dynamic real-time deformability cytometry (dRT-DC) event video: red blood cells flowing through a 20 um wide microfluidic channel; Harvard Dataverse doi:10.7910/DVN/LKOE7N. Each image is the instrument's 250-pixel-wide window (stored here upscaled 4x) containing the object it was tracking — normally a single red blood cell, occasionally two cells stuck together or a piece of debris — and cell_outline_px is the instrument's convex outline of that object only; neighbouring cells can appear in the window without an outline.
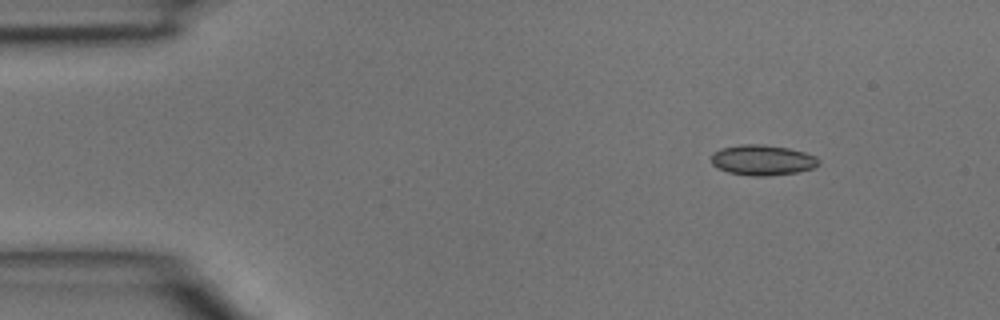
{"species": "common noctule bat (a hibernating species)", "species_latin": "Nyctalus noctula", "temperature_condition": "room temperature", "stored_images_in_passage": 3, "camera_frame_rate_fps": 3000, "um_per_image_px": 0.085, "animal": {"sex": "male", "body_mass_g": 15.6}, "frame": {"image": 1, "passage_image": 1, "time_ms": 0.0, "image_size_px": [1000, 320], "cell_outline_px": [[820, 164], [816, 168], [796, 172], [768, 176], [752, 176], [728, 172], [716, 168], [712, 164], [712, 152], [720, 148], [740, 144], [764, 144], [788, 148], [804, 152], [816, 156], [820, 160]], "centroid_in_image_um": [64.81, 13.6], "position_along_channel_um": 20.2, "area_um2": 19.31}}
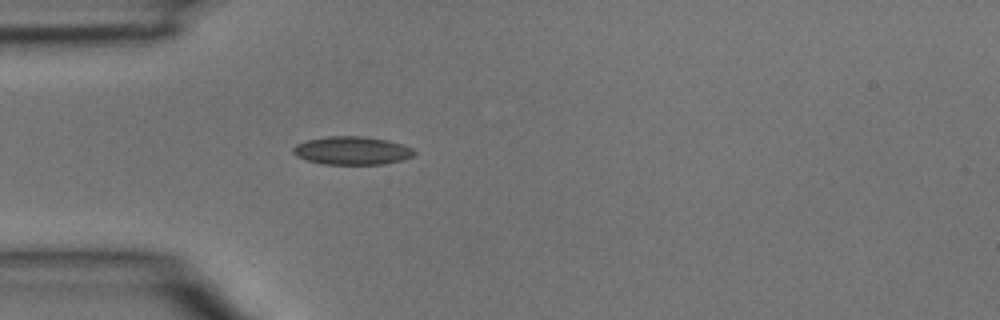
{"frame": {"image": 2, "passage_image": 3, "time_ms": 0.667, "image_size_px": [1000, 320], "cell_outline_px": [[416, 152], [412, 156], [400, 160], [384, 164], [324, 164], [308, 160], [296, 156], [292, 152], [292, 148], [296, 144], [308, 140], [328, 136], [364, 136], [388, 140], [412, 148]], "centroid_in_image_um": [29.9, 12.79], "position_along_channel_um": 55.1, "area_um2": 19.77}}